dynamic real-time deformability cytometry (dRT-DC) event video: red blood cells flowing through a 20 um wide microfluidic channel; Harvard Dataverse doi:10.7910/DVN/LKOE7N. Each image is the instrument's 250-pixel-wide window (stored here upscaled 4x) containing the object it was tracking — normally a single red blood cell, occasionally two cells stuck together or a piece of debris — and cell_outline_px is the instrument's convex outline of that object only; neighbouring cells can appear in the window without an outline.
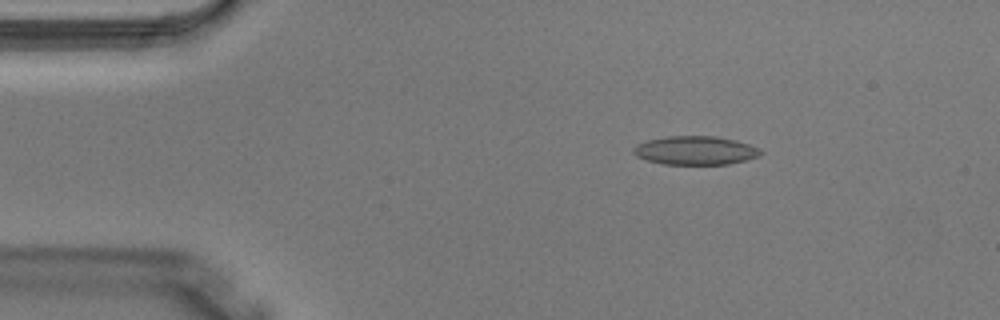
{"species": "Egyptian fruit bat (a non-hibernating species)", "species_latin": "Rousettus aegyptiacus", "temperature_condition": "warm", "stored_images_in_passage": 3, "camera_frame_rate_fps": 3000, "um_per_image_px": 0.085, "animal": {"sex": "male"}, "frame": {"image": 1, "passage_image": 1, "time_ms": 0.0, "image_size_px": [1000, 320], "cell_outline_px": [[764, 152], [760, 156], [728, 164], [664, 164], [648, 160], [636, 156], [632, 152], [632, 148], [636, 144], [648, 140], [668, 136], [716, 136], [736, 140], [760, 148]], "centroid_in_image_um": [59.11, 12.78], "position_along_channel_um": 25.9, "area_um2": 21.27}}